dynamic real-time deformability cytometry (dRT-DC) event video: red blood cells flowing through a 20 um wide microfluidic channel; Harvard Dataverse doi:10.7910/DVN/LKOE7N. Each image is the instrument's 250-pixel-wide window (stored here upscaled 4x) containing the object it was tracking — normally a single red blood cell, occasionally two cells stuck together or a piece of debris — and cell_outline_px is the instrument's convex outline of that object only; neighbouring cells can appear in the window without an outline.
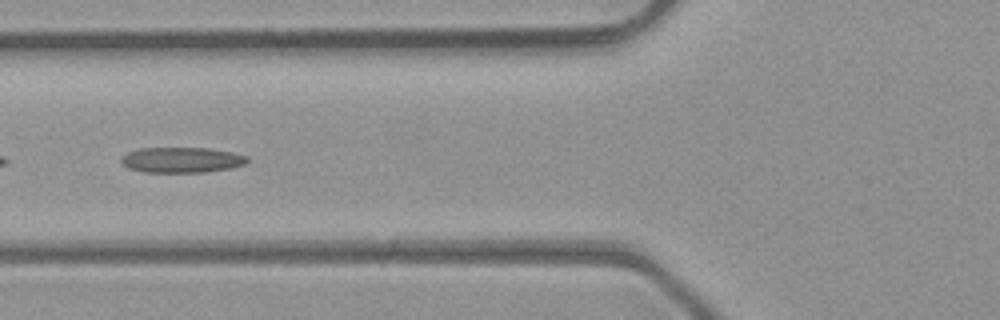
{"species": "common noctule bat (a hibernating species)", "species_latin": "Nyctalus noctula", "temperature_condition": "room temperature", "stored_images_in_passage": 46, "camera_frame_rate_fps": 3000, "um_per_image_px": 0.085, "animal": {"sex": "male", "body_mass_g": 23.1, "forearm_length_mm": 52.7}, "frame": {"image": 1, "passage_image": 17, "time_ms": 5.333, "image_size_px": [1000, 320], "cell_outline_px": [[248, 160], [244, 164], [232, 168], [204, 172], [144, 172], [128, 168], [120, 160], [128, 152], [140, 148], [208, 148], [232, 152], [248, 156]], "centroid_in_image_um": [15.46, 13.59], "position_along_channel_um": 110.3, "area_um2": 18.61}}
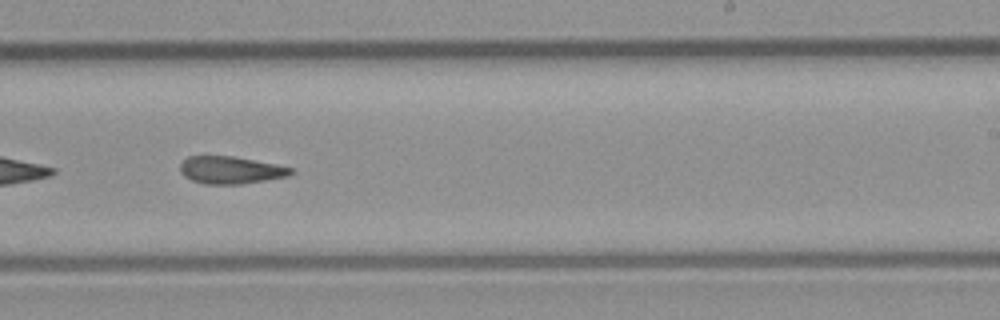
{"frame": {"image": 2, "passage_image": 28, "time_ms": 9.0, "image_size_px": [1000, 320], "cell_outline_px": [[296, 172], [288, 176], [240, 184], [204, 184], [192, 180], [184, 176], [180, 172], [180, 164], [188, 156], [232, 156], [276, 164], [292, 168]], "centroid_in_image_um": [19.6, 14.45], "position_along_channel_um": 269.4, "area_um2": 17.63}}
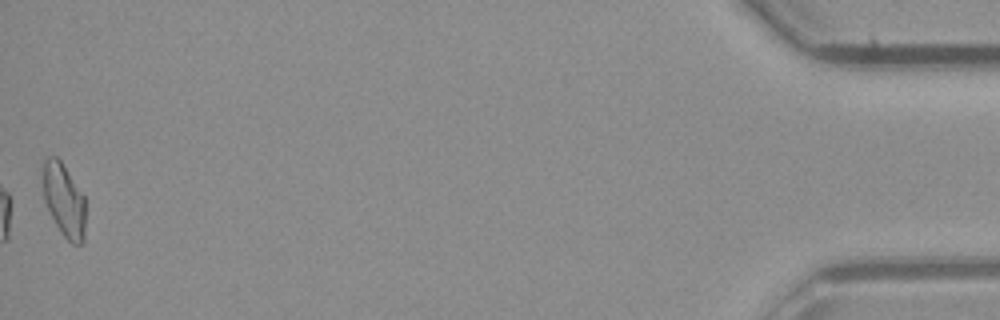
{"frame": {"image": 3, "passage_image": 46, "time_ms": 15.0, "image_size_px": [1000, 320], "cell_outline_px": [[84, 240], [80, 244], [72, 244], [60, 232], [44, 200], [44, 160], [48, 156], [56, 156], [60, 160], [84, 196]], "centroid_in_image_um": [5.45, 17.03], "position_along_channel_um": 429.8, "area_um2": 17.69}, "authors_computed_cell_mechanics": {"area_um2": 18.5538, "velocity_mm_per_s": 4.3305, "shape_relaxation_time_tau1_ms": null, "shape_relaxation_time_tau2_ms": 3.8949, "deformation_change_tau1": null, "deformation_change_tau2": 0.1341}}